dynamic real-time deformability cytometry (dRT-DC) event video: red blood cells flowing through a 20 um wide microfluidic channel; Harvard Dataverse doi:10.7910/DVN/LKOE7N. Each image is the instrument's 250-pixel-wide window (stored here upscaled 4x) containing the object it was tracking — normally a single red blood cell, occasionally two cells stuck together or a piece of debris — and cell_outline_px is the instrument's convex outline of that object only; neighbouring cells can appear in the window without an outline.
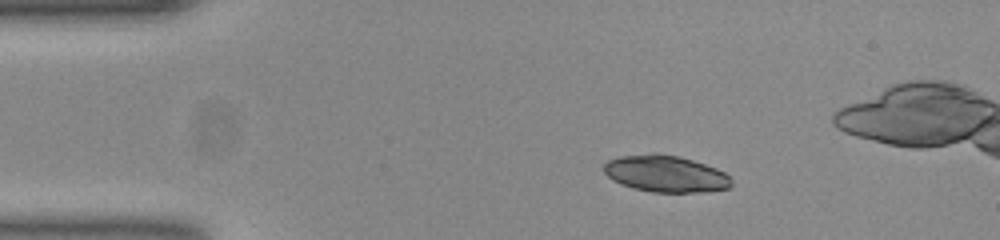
{"species": "common noctule bat (a hibernating species)", "species_latin": "Nyctalus noctula", "temperature_condition": "room temperature", "stored_images_in_passage": 45, "camera_frame_rate_fps": 3000, "um_per_image_px": 0.085, "animal": {"sex": "female", "body_mass_g": 23.0, "forearm_length_mm": 53.4}, "frame": {"image": 1, "passage_image": 1, "time_ms": 0.0, "image_size_px": [1000, 240], "cell_outline_px": [[732, 188], [704, 192], [652, 192], [620, 184], [612, 180], [604, 172], [604, 164], [608, 160], [620, 156], [652, 152], [676, 156], [692, 160], [716, 168], [724, 172], [732, 180]], "centroid_in_image_um": [56.58, 14.77], "position_along_channel_um": 28.4, "area_um2": 27.34}}
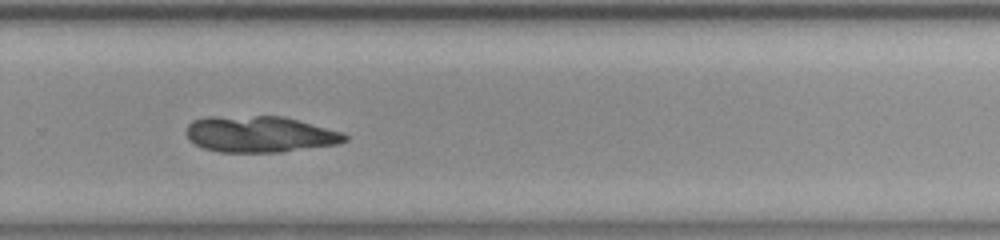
{"frame": {"image": 2, "passage_image": 27, "time_ms": 8.667, "image_size_px": [1000, 240], "cell_outline_px": [[348, 140], [336, 144], [280, 152], [220, 152], [204, 148], [196, 144], [188, 136], [188, 124], [192, 120], [208, 116], [284, 116], [344, 132], [348, 136]], "centroid_in_image_um": [22.12, 11.39], "position_along_channel_um": 307.7, "area_um2": 33.47}}
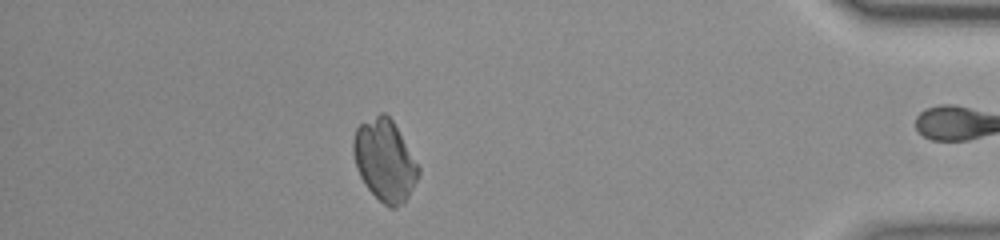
{"frame": {"image": 3, "passage_image": 38, "time_ms": 12.333, "image_size_px": [1000, 240], "cell_outline_px": [[420, 172], [408, 196], [396, 208], [388, 208], [364, 184], [356, 168], [352, 152], [352, 140], [356, 128], [360, 124], [380, 112], [384, 112], [392, 120], [420, 168]], "centroid_in_image_um": [32.67, 13.62], "position_along_channel_um": 402.5, "area_um2": 30.63}}